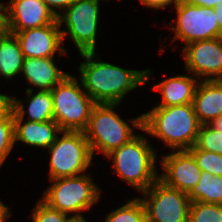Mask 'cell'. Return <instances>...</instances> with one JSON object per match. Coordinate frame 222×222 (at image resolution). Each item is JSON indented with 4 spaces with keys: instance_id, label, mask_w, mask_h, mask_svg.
I'll list each match as a JSON object with an SVG mask.
<instances>
[{
    "instance_id": "9a60e30c",
    "label": "cell",
    "mask_w": 222,
    "mask_h": 222,
    "mask_svg": "<svg viewBox=\"0 0 222 222\" xmlns=\"http://www.w3.org/2000/svg\"><path fill=\"white\" fill-rule=\"evenodd\" d=\"M198 82L192 105L199 123L210 124L222 115V80Z\"/></svg>"
},
{
    "instance_id": "3957f363",
    "label": "cell",
    "mask_w": 222,
    "mask_h": 222,
    "mask_svg": "<svg viewBox=\"0 0 222 222\" xmlns=\"http://www.w3.org/2000/svg\"><path fill=\"white\" fill-rule=\"evenodd\" d=\"M106 157L113 160V171L119 178L139 192L147 190L159 178L156 151L139 134Z\"/></svg>"
},
{
    "instance_id": "1f68e13d",
    "label": "cell",
    "mask_w": 222,
    "mask_h": 222,
    "mask_svg": "<svg viewBox=\"0 0 222 222\" xmlns=\"http://www.w3.org/2000/svg\"><path fill=\"white\" fill-rule=\"evenodd\" d=\"M7 32L6 11L3 3H0V38Z\"/></svg>"
},
{
    "instance_id": "d590c367",
    "label": "cell",
    "mask_w": 222,
    "mask_h": 222,
    "mask_svg": "<svg viewBox=\"0 0 222 222\" xmlns=\"http://www.w3.org/2000/svg\"><path fill=\"white\" fill-rule=\"evenodd\" d=\"M69 222H88L84 216L72 217Z\"/></svg>"
},
{
    "instance_id": "83f0119b",
    "label": "cell",
    "mask_w": 222,
    "mask_h": 222,
    "mask_svg": "<svg viewBox=\"0 0 222 222\" xmlns=\"http://www.w3.org/2000/svg\"><path fill=\"white\" fill-rule=\"evenodd\" d=\"M45 4L53 11L55 15H59L67 9L75 0H43ZM60 10L58 13L56 10Z\"/></svg>"
},
{
    "instance_id": "4dcf8cb0",
    "label": "cell",
    "mask_w": 222,
    "mask_h": 222,
    "mask_svg": "<svg viewBox=\"0 0 222 222\" xmlns=\"http://www.w3.org/2000/svg\"><path fill=\"white\" fill-rule=\"evenodd\" d=\"M185 1L192 5L209 7V8H215L217 5L220 4V2H222V0H185Z\"/></svg>"
},
{
    "instance_id": "484cf974",
    "label": "cell",
    "mask_w": 222,
    "mask_h": 222,
    "mask_svg": "<svg viewBox=\"0 0 222 222\" xmlns=\"http://www.w3.org/2000/svg\"><path fill=\"white\" fill-rule=\"evenodd\" d=\"M192 148L222 155V132L215 130L209 124L201 125L195 145Z\"/></svg>"
},
{
    "instance_id": "9c48e42d",
    "label": "cell",
    "mask_w": 222,
    "mask_h": 222,
    "mask_svg": "<svg viewBox=\"0 0 222 222\" xmlns=\"http://www.w3.org/2000/svg\"><path fill=\"white\" fill-rule=\"evenodd\" d=\"M142 193L147 222H189L191 200L187 193L166 185L159 178Z\"/></svg>"
},
{
    "instance_id": "277c9868",
    "label": "cell",
    "mask_w": 222,
    "mask_h": 222,
    "mask_svg": "<svg viewBox=\"0 0 222 222\" xmlns=\"http://www.w3.org/2000/svg\"><path fill=\"white\" fill-rule=\"evenodd\" d=\"M79 84V85H78ZM77 78L67 75L50 90L53 98V118L62 131H84L96 104Z\"/></svg>"
},
{
    "instance_id": "ffe728a7",
    "label": "cell",
    "mask_w": 222,
    "mask_h": 222,
    "mask_svg": "<svg viewBox=\"0 0 222 222\" xmlns=\"http://www.w3.org/2000/svg\"><path fill=\"white\" fill-rule=\"evenodd\" d=\"M24 55L18 39L12 33L6 32L0 38V75L5 79H13L22 73Z\"/></svg>"
},
{
    "instance_id": "7402d4cb",
    "label": "cell",
    "mask_w": 222,
    "mask_h": 222,
    "mask_svg": "<svg viewBox=\"0 0 222 222\" xmlns=\"http://www.w3.org/2000/svg\"><path fill=\"white\" fill-rule=\"evenodd\" d=\"M105 222H147L146 209L141 198H133L106 215Z\"/></svg>"
},
{
    "instance_id": "8992f818",
    "label": "cell",
    "mask_w": 222,
    "mask_h": 222,
    "mask_svg": "<svg viewBox=\"0 0 222 222\" xmlns=\"http://www.w3.org/2000/svg\"><path fill=\"white\" fill-rule=\"evenodd\" d=\"M81 176L64 177L50 180L53 184L44 190L42 200L50 207L72 217L83 216L82 211L89 210L100 199V188L90 178Z\"/></svg>"
},
{
    "instance_id": "836d02e7",
    "label": "cell",
    "mask_w": 222,
    "mask_h": 222,
    "mask_svg": "<svg viewBox=\"0 0 222 222\" xmlns=\"http://www.w3.org/2000/svg\"><path fill=\"white\" fill-rule=\"evenodd\" d=\"M214 12L216 13L219 29L222 32V2L214 8Z\"/></svg>"
},
{
    "instance_id": "d6986e66",
    "label": "cell",
    "mask_w": 222,
    "mask_h": 222,
    "mask_svg": "<svg viewBox=\"0 0 222 222\" xmlns=\"http://www.w3.org/2000/svg\"><path fill=\"white\" fill-rule=\"evenodd\" d=\"M28 107L25 110L22 100L12 97V111L24 120L25 114H28V120L31 122H45L54 120L53 118V98L50 91L39 90L33 95V89H26ZM30 98V99H29Z\"/></svg>"
},
{
    "instance_id": "5b68a950",
    "label": "cell",
    "mask_w": 222,
    "mask_h": 222,
    "mask_svg": "<svg viewBox=\"0 0 222 222\" xmlns=\"http://www.w3.org/2000/svg\"><path fill=\"white\" fill-rule=\"evenodd\" d=\"M119 104H95L83 131L92 154L96 151L105 156L136 136L134 129L113 110Z\"/></svg>"
},
{
    "instance_id": "e0dca14e",
    "label": "cell",
    "mask_w": 222,
    "mask_h": 222,
    "mask_svg": "<svg viewBox=\"0 0 222 222\" xmlns=\"http://www.w3.org/2000/svg\"><path fill=\"white\" fill-rule=\"evenodd\" d=\"M53 58H24L22 73L27 82L45 91L60 83L68 73L59 70Z\"/></svg>"
},
{
    "instance_id": "7c38bea8",
    "label": "cell",
    "mask_w": 222,
    "mask_h": 222,
    "mask_svg": "<svg viewBox=\"0 0 222 222\" xmlns=\"http://www.w3.org/2000/svg\"><path fill=\"white\" fill-rule=\"evenodd\" d=\"M5 7L7 32H20L58 23L43 0H10Z\"/></svg>"
},
{
    "instance_id": "ba28073f",
    "label": "cell",
    "mask_w": 222,
    "mask_h": 222,
    "mask_svg": "<svg viewBox=\"0 0 222 222\" xmlns=\"http://www.w3.org/2000/svg\"><path fill=\"white\" fill-rule=\"evenodd\" d=\"M99 2L100 0H75L57 16L59 25L65 23L66 27V30H60L62 39L71 36L79 53L96 52Z\"/></svg>"
},
{
    "instance_id": "d4e9b609",
    "label": "cell",
    "mask_w": 222,
    "mask_h": 222,
    "mask_svg": "<svg viewBox=\"0 0 222 222\" xmlns=\"http://www.w3.org/2000/svg\"><path fill=\"white\" fill-rule=\"evenodd\" d=\"M188 151L192 154L197 166L201 171H206L214 176L222 177V155L199 148H190Z\"/></svg>"
},
{
    "instance_id": "6da1fadb",
    "label": "cell",
    "mask_w": 222,
    "mask_h": 222,
    "mask_svg": "<svg viewBox=\"0 0 222 222\" xmlns=\"http://www.w3.org/2000/svg\"><path fill=\"white\" fill-rule=\"evenodd\" d=\"M96 52L80 53L84 62L79 66L83 89L96 104H120L125 95L145 84L151 70H128L95 57Z\"/></svg>"
},
{
    "instance_id": "30bf717a",
    "label": "cell",
    "mask_w": 222,
    "mask_h": 222,
    "mask_svg": "<svg viewBox=\"0 0 222 222\" xmlns=\"http://www.w3.org/2000/svg\"><path fill=\"white\" fill-rule=\"evenodd\" d=\"M174 9L177 11L173 41L181 39L186 45L202 40L222 37L214 8L189 4L185 0H179Z\"/></svg>"
},
{
    "instance_id": "603a6c76",
    "label": "cell",
    "mask_w": 222,
    "mask_h": 222,
    "mask_svg": "<svg viewBox=\"0 0 222 222\" xmlns=\"http://www.w3.org/2000/svg\"><path fill=\"white\" fill-rule=\"evenodd\" d=\"M189 222H222V204L191 202Z\"/></svg>"
},
{
    "instance_id": "e575fe53",
    "label": "cell",
    "mask_w": 222,
    "mask_h": 222,
    "mask_svg": "<svg viewBox=\"0 0 222 222\" xmlns=\"http://www.w3.org/2000/svg\"><path fill=\"white\" fill-rule=\"evenodd\" d=\"M215 130L222 132V115L209 124Z\"/></svg>"
},
{
    "instance_id": "cb8c5ba5",
    "label": "cell",
    "mask_w": 222,
    "mask_h": 222,
    "mask_svg": "<svg viewBox=\"0 0 222 222\" xmlns=\"http://www.w3.org/2000/svg\"><path fill=\"white\" fill-rule=\"evenodd\" d=\"M14 112L11 110L0 120V167L15 145Z\"/></svg>"
},
{
    "instance_id": "7a4b0ae2",
    "label": "cell",
    "mask_w": 222,
    "mask_h": 222,
    "mask_svg": "<svg viewBox=\"0 0 222 222\" xmlns=\"http://www.w3.org/2000/svg\"><path fill=\"white\" fill-rule=\"evenodd\" d=\"M133 127L157 137L172 150H188L195 145L201 124L192 103L154 107L129 120Z\"/></svg>"
},
{
    "instance_id": "4316f807",
    "label": "cell",
    "mask_w": 222,
    "mask_h": 222,
    "mask_svg": "<svg viewBox=\"0 0 222 222\" xmlns=\"http://www.w3.org/2000/svg\"><path fill=\"white\" fill-rule=\"evenodd\" d=\"M32 210V222H69L72 218V216L68 217V214L50 207L42 199Z\"/></svg>"
},
{
    "instance_id": "8fae6325",
    "label": "cell",
    "mask_w": 222,
    "mask_h": 222,
    "mask_svg": "<svg viewBox=\"0 0 222 222\" xmlns=\"http://www.w3.org/2000/svg\"><path fill=\"white\" fill-rule=\"evenodd\" d=\"M182 50L186 71L196 78L222 80V37L196 41Z\"/></svg>"
},
{
    "instance_id": "44dd1931",
    "label": "cell",
    "mask_w": 222,
    "mask_h": 222,
    "mask_svg": "<svg viewBox=\"0 0 222 222\" xmlns=\"http://www.w3.org/2000/svg\"><path fill=\"white\" fill-rule=\"evenodd\" d=\"M188 196L191 202L222 204V177L202 171L199 182Z\"/></svg>"
},
{
    "instance_id": "2e32d148",
    "label": "cell",
    "mask_w": 222,
    "mask_h": 222,
    "mask_svg": "<svg viewBox=\"0 0 222 222\" xmlns=\"http://www.w3.org/2000/svg\"><path fill=\"white\" fill-rule=\"evenodd\" d=\"M14 113L15 142L22 141L26 145L40 148H49L62 132L60 126L54 121L23 123ZM23 123V124H22Z\"/></svg>"
},
{
    "instance_id": "f1b7e54d",
    "label": "cell",
    "mask_w": 222,
    "mask_h": 222,
    "mask_svg": "<svg viewBox=\"0 0 222 222\" xmlns=\"http://www.w3.org/2000/svg\"><path fill=\"white\" fill-rule=\"evenodd\" d=\"M139 1L148 8L161 9L172 5V3L173 7L179 0H139Z\"/></svg>"
},
{
    "instance_id": "5bb4252c",
    "label": "cell",
    "mask_w": 222,
    "mask_h": 222,
    "mask_svg": "<svg viewBox=\"0 0 222 222\" xmlns=\"http://www.w3.org/2000/svg\"><path fill=\"white\" fill-rule=\"evenodd\" d=\"M173 152L163 155L161 165L164 173L159 175V179L166 185L189 194L199 182L202 171L188 150Z\"/></svg>"
},
{
    "instance_id": "f546056e",
    "label": "cell",
    "mask_w": 222,
    "mask_h": 222,
    "mask_svg": "<svg viewBox=\"0 0 222 222\" xmlns=\"http://www.w3.org/2000/svg\"><path fill=\"white\" fill-rule=\"evenodd\" d=\"M12 97L0 93V120L12 110Z\"/></svg>"
},
{
    "instance_id": "ac0fdd59",
    "label": "cell",
    "mask_w": 222,
    "mask_h": 222,
    "mask_svg": "<svg viewBox=\"0 0 222 222\" xmlns=\"http://www.w3.org/2000/svg\"><path fill=\"white\" fill-rule=\"evenodd\" d=\"M195 78V76L176 75L156 84L154 90L162 94V103L156 107L192 103L198 85Z\"/></svg>"
},
{
    "instance_id": "4fadbf2b",
    "label": "cell",
    "mask_w": 222,
    "mask_h": 222,
    "mask_svg": "<svg viewBox=\"0 0 222 222\" xmlns=\"http://www.w3.org/2000/svg\"><path fill=\"white\" fill-rule=\"evenodd\" d=\"M60 28L59 23H52L39 28L9 33L14 34L18 39L24 58H52L56 51L61 55L66 54L62 46Z\"/></svg>"
},
{
    "instance_id": "d6a6232c",
    "label": "cell",
    "mask_w": 222,
    "mask_h": 222,
    "mask_svg": "<svg viewBox=\"0 0 222 222\" xmlns=\"http://www.w3.org/2000/svg\"><path fill=\"white\" fill-rule=\"evenodd\" d=\"M10 210L8 209L7 206L4 205V203H2L0 201V222H4L7 217H10L11 214H10Z\"/></svg>"
},
{
    "instance_id": "52a82bcc",
    "label": "cell",
    "mask_w": 222,
    "mask_h": 222,
    "mask_svg": "<svg viewBox=\"0 0 222 222\" xmlns=\"http://www.w3.org/2000/svg\"><path fill=\"white\" fill-rule=\"evenodd\" d=\"M61 133H63L61 138L57 136L48 148L51 155L50 180L81 176L91 166L93 159L91 147L84 132L62 131Z\"/></svg>"
}]
</instances>
